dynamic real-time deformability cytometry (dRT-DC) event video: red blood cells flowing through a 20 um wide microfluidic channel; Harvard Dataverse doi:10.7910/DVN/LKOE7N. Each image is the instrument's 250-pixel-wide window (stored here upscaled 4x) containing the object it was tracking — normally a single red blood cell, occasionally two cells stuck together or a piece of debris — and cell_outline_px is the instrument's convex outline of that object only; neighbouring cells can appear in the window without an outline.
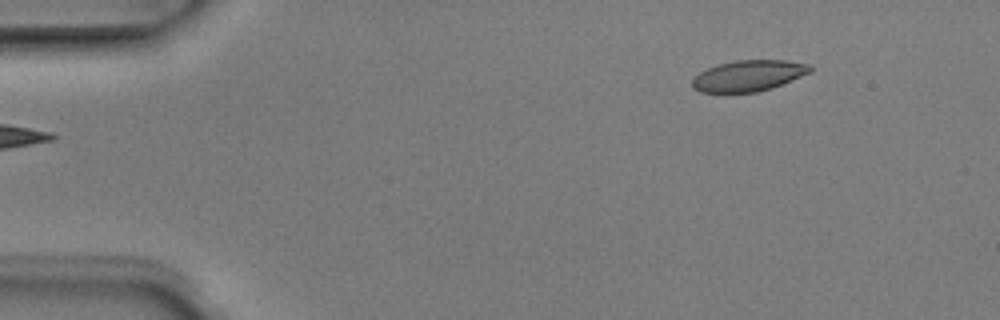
{"species": "Egyptian fruit bat (a non-hibernating species)", "species_latin": "Rousettus aegyptiacus", "temperature_condition": "room temperature", "stored_images_in_passage": 5, "segment_of_instrument_passage": [2, 2], "camera_frame_rate_fps": 3000, "um_per_image_px": 0.085, "animal": {"sex": "male"}, "frame": {"image": 1, "passage_image": 5, "time_ms": 1.333, "image_size_px": [1000, 320], "cell_outline_px": [[812, 72], [772, 88], [756, 92], [700, 92], [692, 88], [692, 80], [700, 72], [708, 68], [720, 64], [736, 60], [784, 60], [812, 64]], "centroid_in_image_um": [63.66, 6.43], "position_along_channel_um": 21.3, "area_um2": 21.27}}